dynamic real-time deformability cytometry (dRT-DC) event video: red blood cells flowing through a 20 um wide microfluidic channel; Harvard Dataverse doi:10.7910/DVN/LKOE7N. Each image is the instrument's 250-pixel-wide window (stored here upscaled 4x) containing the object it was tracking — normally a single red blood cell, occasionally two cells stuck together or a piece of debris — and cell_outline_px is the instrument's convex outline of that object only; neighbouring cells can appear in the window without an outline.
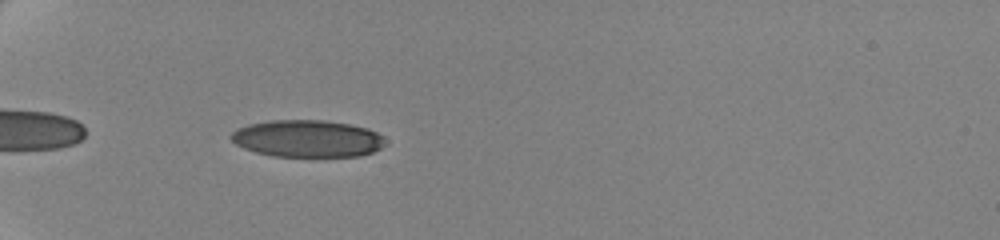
{"species": "human", "species_latin": "Homo sapiens", "temperature_condition": "cold", "stored_images_in_passage": 42, "camera_frame_rate_fps": 3000, "um_per_image_px": 0.085, "donor": {"sex": "female"}, "frame": {"image": 1, "passage_image": 3, "time_ms": 0.667, "image_size_px": [1000, 240], "cell_outline_px": [[388, 144], [372, 152], [360, 156], [272, 156], [256, 152], [244, 148], [236, 144], [228, 136], [236, 128], [248, 124], [272, 120], [324, 120], [348, 124], [368, 128], [384, 136]], "centroid_in_image_um": [26.14, 11.77], "position_along_channel_um": 58.9, "area_um2": 33.52}}
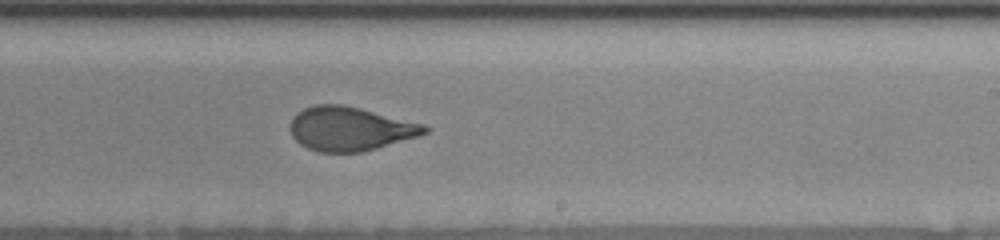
{"frame": {"image": 2, "passage_image": 22, "time_ms": 7.0, "image_size_px": [1000, 240], "cell_outline_px": [[432, 128], [428, 132], [420, 136], [376, 148], [360, 152], [320, 152], [308, 148], [300, 144], [292, 136], [292, 116], [296, 112], [304, 108], [316, 104], [340, 104], [360, 108], [424, 124]], "centroid_in_image_um": [29.78, 10.94], "position_along_channel_um": 259.2, "area_um2": 34.33}}
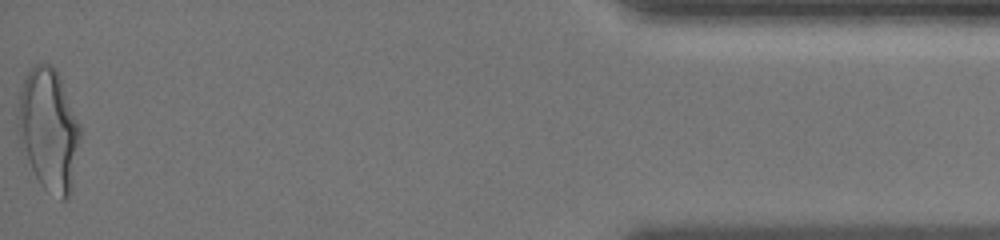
{"frame": {"image": 3, "passage_image": 42, "time_ms": 13.667, "image_size_px": [1000, 240], "cell_outline_px": [[80, 136], [72, 192], [64, 200], [60, 200], [44, 188], [40, 184], [20, 152], [16, 116], [20, 92], [24, 80], [28, 72], [36, 64], [44, 60], [52, 64], [56, 68], [60, 76], [80, 124]], "centroid_in_image_um": [4.11, 11.02], "position_along_channel_um": 431.1, "area_um2": 45.32}, "authors_computed_cell_mechanics": {"area_um2": 35.0557, "velocity_mm_per_s": 3.5093, "shape_relaxation_time_tau1_ms": 4.5757, "shape_relaxation_time_tau2_ms": 0.8951, "deformation_change_tau1": 0.1777, "deformation_change_tau2": 0.0662}}